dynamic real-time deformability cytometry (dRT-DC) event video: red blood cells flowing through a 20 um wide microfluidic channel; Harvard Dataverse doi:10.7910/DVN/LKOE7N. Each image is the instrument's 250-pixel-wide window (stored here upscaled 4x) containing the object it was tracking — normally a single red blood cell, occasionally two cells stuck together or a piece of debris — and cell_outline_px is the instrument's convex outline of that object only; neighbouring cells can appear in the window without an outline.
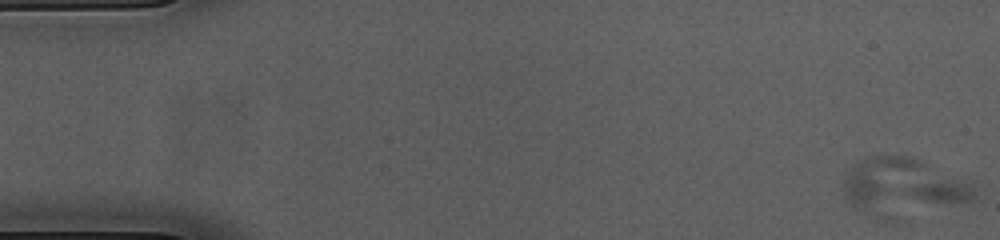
{"species": "common noctule bat (a hibernating species)", "species_latin": "Nyctalus noctula", "temperature_condition": "cold", "stored_images_in_passage": 54, "camera_frame_rate_fps": 3000, "um_per_image_px": 0.085, "animal": {"sex": "female", "body_mass_g": 23.0, "forearm_length_mm": 53.4}, "frame": {"image": 1, "passage_image": 1, "time_ms": 0.0, "image_size_px": [1000, 240], "cell_outline_px": [[976, 200], [880, 216], [876, 216], [864, 212], [856, 208], [844, 196], [844, 172], [852, 164], [864, 156], [908, 156], [920, 160], [972, 180], [976, 192]], "centroid_in_image_um": [76.74, 15.77], "position_along_channel_um": 8.3, "area_um2": 42.6}}
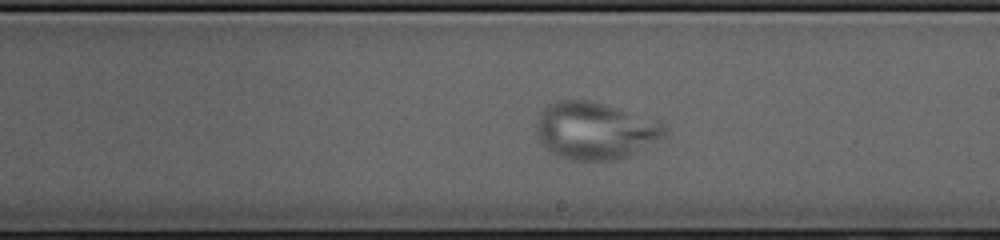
{"frame": {"image": 2, "passage_image": 31, "time_ms": 10.0, "image_size_px": [1000, 240], "cell_outline_px": [[668, 136], [628, 156], [616, 160], [572, 160], [560, 156], [552, 152], [540, 140], [536, 132], [536, 124], [540, 112], [548, 104], [560, 100], [588, 100], [660, 124], [668, 128]], "centroid_in_image_um": [50.54, 11.14], "position_along_channel_um": 238.5, "area_um2": 41.67}}
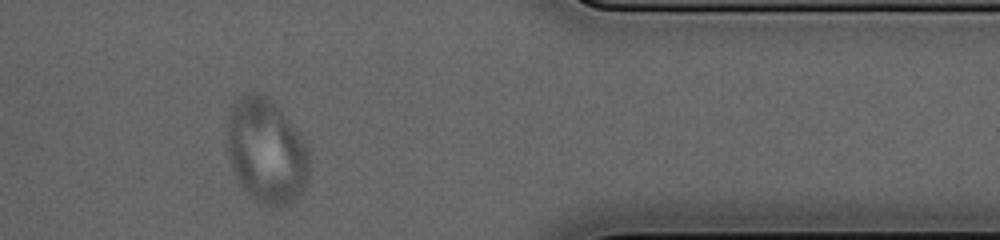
{"frame": {"image": 3, "passage_image": 45, "time_ms": 14.667, "image_size_px": [1000, 240], "cell_outline_px": [[312, 160], [308, 180], [304, 192], [300, 196], [288, 204], [276, 208], [260, 204], [244, 188], [236, 176], [228, 152], [228, 116], [232, 104], [236, 100], [244, 96], [256, 92], [260, 92], [272, 100], [308, 144]], "centroid_in_image_um": [22.71, 12.87], "position_along_channel_um": 388.7, "area_um2": 50.52}}